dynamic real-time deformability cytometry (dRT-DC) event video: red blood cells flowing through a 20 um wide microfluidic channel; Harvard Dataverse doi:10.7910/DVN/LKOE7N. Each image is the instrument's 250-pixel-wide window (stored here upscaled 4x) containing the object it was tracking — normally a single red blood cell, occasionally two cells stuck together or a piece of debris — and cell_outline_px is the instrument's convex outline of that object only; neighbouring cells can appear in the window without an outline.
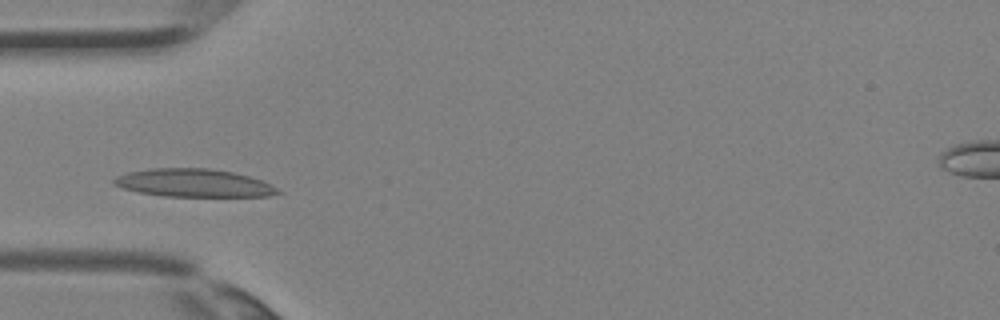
{"species": "Egyptian fruit bat (a non-hibernating species)", "species_latin": "Rousettus aegyptiacus", "temperature_condition": "room temperature", "stored_images_in_passage": 2, "camera_frame_rate_fps": 3000, "um_per_image_px": 0.085, "animal": {"sex": "female"}, "frame": {"image": 1, "passage_image": 2, "time_ms": 0.333, "image_size_px": [1000, 320], "cell_outline_px": [[284, 192], [268, 196], [164, 196], [140, 192], [124, 188], [112, 184], [112, 180], [116, 176], [128, 172], [148, 168], [208, 168], [232, 172], [248, 176], [260, 180]], "centroid_in_image_um": [16.43, 15.55], "position_along_channel_um": 68.6, "area_um2": 26.53}}